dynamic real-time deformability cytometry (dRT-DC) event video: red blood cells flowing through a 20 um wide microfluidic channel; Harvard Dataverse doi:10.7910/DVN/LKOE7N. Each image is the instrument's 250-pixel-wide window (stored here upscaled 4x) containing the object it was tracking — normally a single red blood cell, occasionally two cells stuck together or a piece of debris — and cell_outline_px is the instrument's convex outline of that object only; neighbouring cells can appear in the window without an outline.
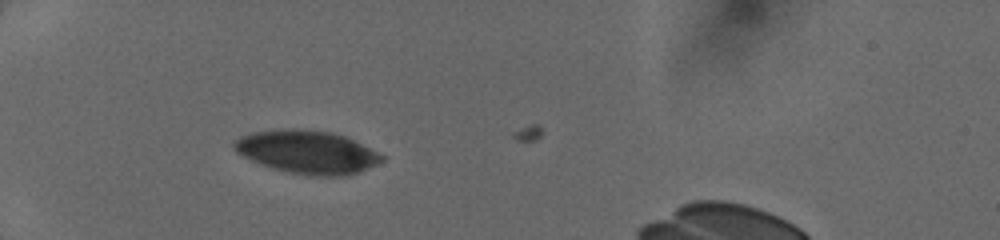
{"species": "human", "species_latin": "Homo sapiens", "temperature_condition": "cold", "stored_images_in_passage": 40, "camera_frame_rate_fps": 3000, "um_per_image_px": 0.085, "donor": {"sex": "female"}, "frame": {"image": 1, "passage_image": 1, "time_ms": 0.0, "image_size_px": [1000, 240], "cell_outline_px": [[384, 160], [360, 172], [344, 176], [308, 176], [288, 172], [272, 168], [260, 164], [236, 152], [232, 144], [240, 136], [252, 132], [284, 128], [332, 132], [344, 136], [384, 156]], "centroid_in_image_um": [26.08, 12.93], "position_along_channel_um": 58.9, "area_um2": 36.88}}
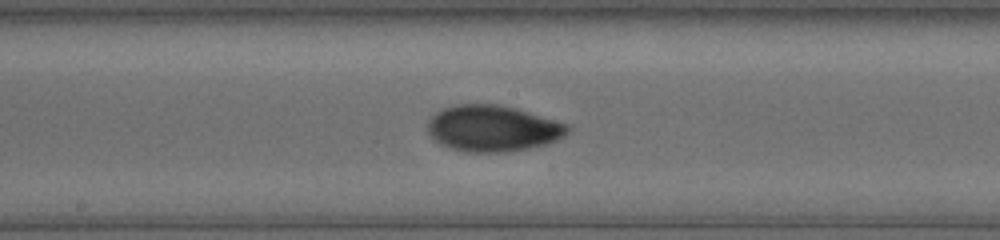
{"frame": {"image": 2, "passage_image": 16, "time_ms": 4.0, "image_size_px": [1000, 240], "cell_outline_px": [[568, 132], [564, 136], [556, 140], [544, 144], [528, 148], [504, 152], [468, 152], [452, 148], [440, 144], [428, 132], [428, 120], [436, 112], [444, 108], [456, 104], [496, 104], [516, 108], [568, 124]], "centroid_in_image_um": [41.87, 10.9], "position_along_channel_um": 206.3, "area_um2": 37.34}}
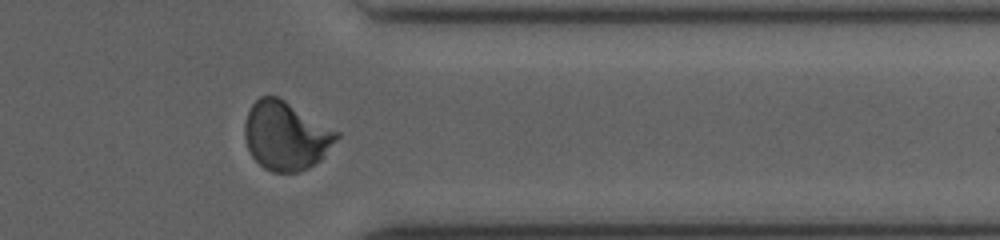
{"frame": {"image": 3, "passage_image": 31, "time_ms": 8.333, "image_size_px": [1000, 240], "cell_outline_px": [[340, 136], [324, 156], [320, 160], [308, 168], [300, 172], [272, 172], [264, 168], [252, 156], [248, 148], [244, 136], [244, 124], [248, 112], [252, 104], [260, 96], [276, 96], [284, 100], [340, 132]], "centroid_in_image_um": [24.3, 11.55], "position_along_channel_um": 387.1, "area_um2": 36.65}}